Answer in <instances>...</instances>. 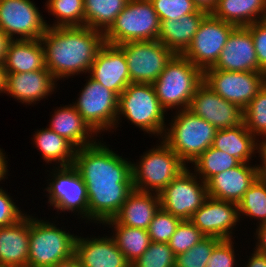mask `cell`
Segmentation results:
<instances>
[{
  "mask_svg": "<svg viewBox=\"0 0 266 267\" xmlns=\"http://www.w3.org/2000/svg\"><path fill=\"white\" fill-rule=\"evenodd\" d=\"M73 166L87 187L88 219L113 218L134 190L131 161L96 142L76 150Z\"/></svg>",
  "mask_w": 266,
  "mask_h": 267,
  "instance_id": "cell-1",
  "label": "cell"
},
{
  "mask_svg": "<svg viewBox=\"0 0 266 267\" xmlns=\"http://www.w3.org/2000/svg\"><path fill=\"white\" fill-rule=\"evenodd\" d=\"M45 67L57 80L81 72L89 73L105 43L104 33L90 27H47L40 38Z\"/></svg>",
  "mask_w": 266,
  "mask_h": 267,
  "instance_id": "cell-2",
  "label": "cell"
},
{
  "mask_svg": "<svg viewBox=\"0 0 266 267\" xmlns=\"http://www.w3.org/2000/svg\"><path fill=\"white\" fill-rule=\"evenodd\" d=\"M203 82L204 72L183 55L175 54L152 85L165 110L176 106L185 110Z\"/></svg>",
  "mask_w": 266,
  "mask_h": 267,
  "instance_id": "cell-3",
  "label": "cell"
},
{
  "mask_svg": "<svg viewBox=\"0 0 266 267\" xmlns=\"http://www.w3.org/2000/svg\"><path fill=\"white\" fill-rule=\"evenodd\" d=\"M173 119L161 137L184 163H193L212 146L217 129L188 109L178 110Z\"/></svg>",
  "mask_w": 266,
  "mask_h": 267,
  "instance_id": "cell-4",
  "label": "cell"
},
{
  "mask_svg": "<svg viewBox=\"0 0 266 267\" xmlns=\"http://www.w3.org/2000/svg\"><path fill=\"white\" fill-rule=\"evenodd\" d=\"M160 21L150 0H129L104 33L106 43L120 45L129 41L158 40Z\"/></svg>",
  "mask_w": 266,
  "mask_h": 267,
  "instance_id": "cell-5",
  "label": "cell"
},
{
  "mask_svg": "<svg viewBox=\"0 0 266 267\" xmlns=\"http://www.w3.org/2000/svg\"><path fill=\"white\" fill-rule=\"evenodd\" d=\"M76 236L55 224L29 216V255L27 266L52 267L75 252Z\"/></svg>",
  "mask_w": 266,
  "mask_h": 267,
  "instance_id": "cell-6",
  "label": "cell"
},
{
  "mask_svg": "<svg viewBox=\"0 0 266 267\" xmlns=\"http://www.w3.org/2000/svg\"><path fill=\"white\" fill-rule=\"evenodd\" d=\"M139 165L132 164V181L135 190L160 193L183 170L186 164L164 142L146 152Z\"/></svg>",
  "mask_w": 266,
  "mask_h": 267,
  "instance_id": "cell-7",
  "label": "cell"
},
{
  "mask_svg": "<svg viewBox=\"0 0 266 267\" xmlns=\"http://www.w3.org/2000/svg\"><path fill=\"white\" fill-rule=\"evenodd\" d=\"M155 89L149 83H130L119 95L118 113L147 133L164 134V113Z\"/></svg>",
  "mask_w": 266,
  "mask_h": 267,
  "instance_id": "cell-8",
  "label": "cell"
},
{
  "mask_svg": "<svg viewBox=\"0 0 266 267\" xmlns=\"http://www.w3.org/2000/svg\"><path fill=\"white\" fill-rule=\"evenodd\" d=\"M235 28L233 24L208 13L201 21L191 44L182 55L204 72L216 64L221 50Z\"/></svg>",
  "mask_w": 266,
  "mask_h": 267,
  "instance_id": "cell-9",
  "label": "cell"
},
{
  "mask_svg": "<svg viewBox=\"0 0 266 267\" xmlns=\"http://www.w3.org/2000/svg\"><path fill=\"white\" fill-rule=\"evenodd\" d=\"M118 46L126 58L131 83L153 84L175 55L158 40L129 41Z\"/></svg>",
  "mask_w": 266,
  "mask_h": 267,
  "instance_id": "cell-10",
  "label": "cell"
},
{
  "mask_svg": "<svg viewBox=\"0 0 266 267\" xmlns=\"http://www.w3.org/2000/svg\"><path fill=\"white\" fill-rule=\"evenodd\" d=\"M118 101L119 96L115 92L90 77L73 105L97 134L101 130L113 128L120 120L117 115Z\"/></svg>",
  "mask_w": 266,
  "mask_h": 267,
  "instance_id": "cell-11",
  "label": "cell"
},
{
  "mask_svg": "<svg viewBox=\"0 0 266 267\" xmlns=\"http://www.w3.org/2000/svg\"><path fill=\"white\" fill-rule=\"evenodd\" d=\"M204 83L216 94L244 110L266 84V73L206 69Z\"/></svg>",
  "mask_w": 266,
  "mask_h": 267,
  "instance_id": "cell-12",
  "label": "cell"
},
{
  "mask_svg": "<svg viewBox=\"0 0 266 267\" xmlns=\"http://www.w3.org/2000/svg\"><path fill=\"white\" fill-rule=\"evenodd\" d=\"M183 170L160 193V208L182 220H189L208 197L205 182Z\"/></svg>",
  "mask_w": 266,
  "mask_h": 267,
  "instance_id": "cell-13",
  "label": "cell"
},
{
  "mask_svg": "<svg viewBox=\"0 0 266 267\" xmlns=\"http://www.w3.org/2000/svg\"><path fill=\"white\" fill-rule=\"evenodd\" d=\"M45 22L38 8L30 0H0V29L13 40L40 39L49 24Z\"/></svg>",
  "mask_w": 266,
  "mask_h": 267,
  "instance_id": "cell-14",
  "label": "cell"
},
{
  "mask_svg": "<svg viewBox=\"0 0 266 267\" xmlns=\"http://www.w3.org/2000/svg\"><path fill=\"white\" fill-rule=\"evenodd\" d=\"M59 168V169H58ZM53 173V181L46 190L50 205L60 211H77L88 218L87 187L77 169L73 166H58ZM85 216V217H84Z\"/></svg>",
  "mask_w": 266,
  "mask_h": 267,
  "instance_id": "cell-15",
  "label": "cell"
},
{
  "mask_svg": "<svg viewBox=\"0 0 266 267\" xmlns=\"http://www.w3.org/2000/svg\"><path fill=\"white\" fill-rule=\"evenodd\" d=\"M188 110L217 130L240 126L244 120L243 109L216 94L204 82L197 88Z\"/></svg>",
  "mask_w": 266,
  "mask_h": 267,
  "instance_id": "cell-16",
  "label": "cell"
},
{
  "mask_svg": "<svg viewBox=\"0 0 266 267\" xmlns=\"http://www.w3.org/2000/svg\"><path fill=\"white\" fill-rule=\"evenodd\" d=\"M189 220L206 237L231 239L233 226L239 220L238 204L207 197Z\"/></svg>",
  "mask_w": 266,
  "mask_h": 267,
  "instance_id": "cell-17",
  "label": "cell"
},
{
  "mask_svg": "<svg viewBox=\"0 0 266 267\" xmlns=\"http://www.w3.org/2000/svg\"><path fill=\"white\" fill-rule=\"evenodd\" d=\"M90 77L118 96L131 83L128 64L118 45L104 43L90 68Z\"/></svg>",
  "mask_w": 266,
  "mask_h": 267,
  "instance_id": "cell-18",
  "label": "cell"
},
{
  "mask_svg": "<svg viewBox=\"0 0 266 267\" xmlns=\"http://www.w3.org/2000/svg\"><path fill=\"white\" fill-rule=\"evenodd\" d=\"M208 69L259 72L258 59L250 31L246 27H236L221 50L218 61Z\"/></svg>",
  "mask_w": 266,
  "mask_h": 267,
  "instance_id": "cell-19",
  "label": "cell"
},
{
  "mask_svg": "<svg viewBox=\"0 0 266 267\" xmlns=\"http://www.w3.org/2000/svg\"><path fill=\"white\" fill-rule=\"evenodd\" d=\"M257 179L256 166L240 163L212 176L207 182L208 197L238 204Z\"/></svg>",
  "mask_w": 266,
  "mask_h": 267,
  "instance_id": "cell-20",
  "label": "cell"
},
{
  "mask_svg": "<svg viewBox=\"0 0 266 267\" xmlns=\"http://www.w3.org/2000/svg\"><path fill=\"white\" fill-rule=\"evenodd\" d=\"M82 267H131L112 237L75 239V252Z\"/></svg>",
  "mask_w": 266,
  "mask_h": 267,
  "instance_id": "cell-21",
  "label": "cell"
},
{
  "mask_svg": "<svg viewBox=\"0 0 266 267\" xmlns=\"http://www.w3.org/2000/svg\"><path fill=\"white\" fill-rule=\"evenodd\" d=\"M55 81L46 67L37 71L6 74L5 93L22 103L34 104L54 91Z\"/></svg>",
  "mask_w": 266,
  "mask_h": 267,
  "instance_id": "cell-22",
  "label": "cell"
},
{
  "mask_svg": "<svg viewBox=\"0 0 266 267\" xmlns=\"http://www.w3.org/2000/svg\"><path fill=\"white\" fill-rule=\"evenodd\" d=\"M29 255V216L0 227V266H27Z\"/></svg>",
  "mask_w": 266,
  "mask_h": 267,
  "instance_id": "cell-23",
  "label": "cell"
},
{
  "mask_svg": "<svg viewBox=\"0 0 266 267\" xmlns=\"http://www.w3.org/2000/svg\"><path fill=\"white\" fill-rule=\"evenodd\" d=\"M152 193L134 189L113 219L124 226L148 230L154 214L160 208L159 194Z\"/></svg>",
  "mask_w": 266,
  "mask_h": 267,
  "instance_id": "cell-24",
  "label": "cell"
},
{
  "mask_svg": "<svg viewBox=\"0 0 266 267\" xmlns=\"http://www.w3.org/2000/svg\"><path fill=\"white\" fill-rule=\"evenodd\" d=\"M207 14L206 11L199 10L196 13L183 15L178 20L160 22L158 41L174 54L182 55L191 44L193 36Z\"/></svg>",
  "mask_w": 266,
  "mask_h": 267,
  "instance_id": "cell-25",
  "label": "cell"
},
{
  "mask_svg": "<svg viewBox=\"0 0 266 267\" xmlns=\"http://www.w3.org/2000/svg\"><path fill=\"white\" fill-rule=\"evenodd\" d=\"M6 74L25 73L45 68L44 48L40 39L13 40L3 62Z\"/></svg>",
  "mask_w": 266,
  "mask_h": 267,
  "instance_id": "cell-26",
  "label": "cell"
},
{
  "mask_svg": "<svg viewBox=\"0 0 266 267\" xmlns=\"http://www.w3.org/2000/svg\"><path fill=\"white\" fill-rule=\"evenodd\" d=\"M54 113L49 129L66 138L77 149L96 143V140H89L92 134L96 133L84 121L74 105L58 108Z\"/></svg>",
  "mask_w": 266,
  "mask_h": 267,
  "instance_id": "cell-27",
  "label": "cell"
},
{
  "mask_svg": "<svg viewBox=\"0 0 266 267\" xmlns=\"http://www.w3.org/2000/svg\"><path fill=\"white\" fill-rule=\"evenodd\" d=\"M211 14L236 27H246L266 20V0H217Z\"/></svg>",
  "mask_w": 266,
  "mask_h": 267,
  "instance_id": "cell-28",
  "label": "cell"
},
{
  "mask_svg": "<svg viewBox=\"0 0 266 267\" xmlns=\"http://www.w3.org/2000/svg\"><path fill=\"white\" fill-rule=\"evenodd\" d=\"M255 140L243 122L237 127L217 130L212 147L234 156L241 163H249L254 151L263 145Z\"/></svg>",
  "mask_w": 266,
  "mask_h": 267,
  "instance_id": "cell-29",
  "label": "cell"
},
{
  "mask_svg": "<svg viewBox=\"0 0 266 267\" xmlns=\"http://www.w3.org/2000/svg\"><path fill=\"white\" fill-rule=\"evenodd\" d=\"M35 133V145L47 163L57 161L59 166L73 165L77 148L71 142L49 128H42Z\"/></svg>",
  "mask_w": 266,
  "mask_h": 267,
  "instance_id": "cell-30",
  "label": "cell"
},
{
  "mask_svg": "<svg viewBox=\"0 0 266 267\" xmlns=\"http://www.w3.org/2000/svg\"><path fill=\"white\" fill-rule=\"evenodd\" d=\"M103 224L114 226L115 236L113 235L112 238L130 264L135 262L149 247L151 240L148 230L118 224L113 218Z\"/></svg>",
  "mask_w": 266,
  "mask_h": 267,
  "instance_id": "cell-31",
  "label": "cell"
},
{
  "mask_svg": "<svg viewBox=\"0 0 266 267\" xmlns=\"http://www.w3.org/2000/svg\"><path fill=\"white\" fill-rule=\"evenodd\" d=\"M129 0H83L85 27L105 33Z\"/></svg>",
  "mask_w": 266,
  "mask_h": 267,
  "instance_id": "cell-32",
  "label": "cell"
},
{
  "mask_svg": "<svg viewBox=\"0 0 266 267\" xmlns=\"http://www.w3.org/2000/svg\"><path fill=\"white\" fill-rule=\"evenodd\" d=\"M193 162L196 169L194 172H198L196 176L199 174V179L202 178L201 181L205 183L215 174L235 168L241 163L234 156L212 146Z\"/></svg>",
  "mask_w": 266,
  "mask_h": 267,
  "instance_id": "cell-33",
  "label": "cell"
},
{
  "mask_svg": "<svg viewBox=\"0 0 266 267\" xmlns=\"http://www.w3.org/2000/svg\"><path fill=\"white\" fill-rule=\"evenodd\" d=\"M48 12L57 17V24L51 27H84L83 0H48Z\"/></svg>",
  "mask_w": 266,
  "mask_h": 267,
  "instance_id": "cell-34",
  "label": "cell"
},
{
  "mask_svg": "<svg viewBox=\"0 0 266 267\" xmlns=\"http://www.w3.org/2000/svg\"><path fill=\"white\" fill-rule=\"evenodd\" d=\"M243 111L247 130L255 137H265L261 143L266 144V84Z\"/></svg>",
  "mask_w": 266,
  "mask_h": 267,
  "instance_id": "cell-35",
  "label": "cell"
},
{
  "mask_svg": "<svg viewBox=\"0 0 266 267\" xmlns=\"http://www.w3.org/2000/svg\"><path fill=\"white\" fill-rule=\"evenodd\" d=\"M258 218L266 223V187L256 179L238 203V214Z\"/></svg>",
  "mask_w": 266,
  "mask_h": 267,
  "instance_id": "cell-36",
  "label": "cell"
},
{
  "mask_svg": "<svg viewBox=\"0 0 266 267\" xmlns=\"http://www.w3.org/2000/svg\"><path fill=\"white\" fill-rule=\"evenodd\" d=\"M220 241L217 237H204L188 251L175 256V267H206L213 248Z\"/></svg>",
  "mask_w": 266,
  "mask_h": 267,
  "instance_id": "cell-37",
  "label": "cell"
},
{
  "mask_svg": "<svg viewBox=\"0 0 266 267\" xmlns=\"http://www.w3.org/2000/svg\"><path fill=\"white\" fill-rule=\"evenodd\" d=\"M131 267H175V255L168 243L151 241L147 250Z\"/></svg>",
  "mask_w": 266,
  "mask_h": 267,
  "instance_id": "cell-38",
  "label": "cell"
},
{
  "mask_svg": "<svg viewBox=\"0 0 266 267\" xmlns=\"http://www.w3.org/2000/svg\"><path fill=\"white\" fill-rule=\"evenodd\" d=\"M204 237L206 236L190 220H182L168 245L176 256L191 249Z\"/></svg>",
  "mask_w": 266,
  "mask_h": 267,
  "instance_id": "cell-39",
  "label": "cell"
},
{
  "mask_svg": "<svg viewBox=\"0 0 266 267\" xmlns=\"http://www.w3.org/2000/svg\"><path fill=\"white\" fill-rule=\"evenodd\" d=\"M181 221L182 219L179 217L159 208L148 228L150 240L152 242L168 243Z\"/></svg>",
  "mask_w": 266,
  "mask_h": 267,
  "instance_id": "cell-40",
  "label": "cell"
},
{
  "mask_svg": "<svg viewBox=\"0 0 266 267\" xmlns=\"http://www.w3.org/2000/svg\"><path fill=\"white\" fill-rule=\"evenodd\" d=\"M159 21L178 20L183 15L199 11L193 0H150Z\"/></svg>",
  "mask_w": 266,
  "mask_h": 267,
  "instance_id": "cell-41",
  "label": "cell"
},
{
  "mask_svg": "<svg viewBox=\"0 0 266 267\" xmlns=\"http://www.w3.org/2000/svg\"><path fill=\"white\" fill-rule=\"evenodd\" d=\"M246 28L252 35L259 72L266 73V20L252 23Z\"/></svg>",
  "mask_w": 266,
  "mask_h": 267,
  "instance_id": "cell-42",
  "label": "cell"
},
{
  "mask_svg": "<svg viewBox=\"0 0 266 267\" xmlns=\"http://www.w3.org/2000/svg\"><path fill=\"white\" fill-rule=\"evenodd\" d=\"M231 239L221 240L212 250L206 267H234L235 255Z\"/></svg>",
  "mask_w": 266,
  "mask_h": 267,
  "instance_id": "cell-43",
  "label": "cell"
},
{
  "mask_svg": "<svg viewBox=\"0 0 266 267\" xmlns=\"http://www.w3.org/2000/svg\"><path fill=\"white\" fill-rule=\"evenodd\" d=\"M25 215L21 210L19 211L9 195L0 188V227L12 225Z\"/></svg>",
  "mask_w": 266,
  "mask_h": 267,
  "instance_id": "cell-44",
  "label": "cell"
},
{
  "mask_svg": "<svg viewBox=\"0 0 266 267\" xmlns=\"http://www.w3.org/2000/svg\"><path fill=\"white\" fill-rule=\"evenodd\" d=\"M257 152L262 160V165L256 166L257 179L266 187V144H263Z\"/></svg>",
  "mask_w": 266,
  "mask_h": 267,
  "instance_id": "cell-45",
  "label": "cell"
},
{
  "mask_svg": "<svg viewBox=\"0 0 266 267\" xmlns=\"http://www.w3.org/2000/svg\"><path fill=\"white\" fill-rule=\"evenodd\" d=\"M256 231L258 242L255 251L266 255V223L260 224Z\"/></svg>",
  "mask_w": 266,
  "mask_h": 267,
  "instance_id": "cell-46",
  "label": "cell"
},
{
  "mask_svg": "<svg viewBox=\"0 0 266 267\" xmlns=\"http://www.w3.org/2000/svg\"><path fill=\"white\" fill-rule=\"evenodd\" d=\"M13 39L0 29V64H3L5 55Z\"/></svg>",
  "mask_w": 266,
  "mask_h": 267,
  "instance_id": "cell-47",
  "label": "cell"
},
{
  "mask_svg": "<svg viewBox=\"0 0 266 267\" xmlns=\"http://www.w3.org/2000/svg\"><path fill=\"white\" fill-rule=\"evenodd\" d=\"M246 267H266V255L254 251Z\"/></svg>",
  "mask_w": 266,
  "mask_h": 267,
  "instance_id": "cell-48",
  "label": "cell"
},
{
  "mask_svg": "<svg viewBox=\"0 0 266 267\" xmlns=\"http://www.w3.org/2000/svg\"><path fill=\"white\" fill-rule=\"evenodd\" d=\"M193 1L199 10L206 11L207 13H211L217 5V0H193Z\"/></svg>",
  "mask_w": 266,
  "mask_h": 267,
  "instance_id": "cell-49",
  "label": "cell"
},
{
  "mask_svg": "<svg viewBox=\"0 0 266 267\" xmlns=\"http://www.w3.org/2000/svg\"><path fill=\"white\" fill-rule=\"evenodd\" d=\"M52 267H82V265L78 257L75 254H73L71 257L63 261H59Z\"/></svg>",
  "mask_w": 266,
  "mask_h": 267,
  "instance_id": "cell-50",
  "label": "cell"
},
{
  "mask_svg": "<svg viewBox=\"0 0 266 267\" xmlns=\"http://www.w3.org/2000/svg\"><path fill=\"white\" fill-rule=\"evenodd\" d=\"M6 158L4 156V153L3 151L0 149V181L3 180V178L5 179L7 175L6 172H8V169H7V161H5Z\"/></svg>",
  "mask_w": 266,
  "mask_h": 267,
  "instance_id": "cell-51",
  "label": "cell"
},
{
  "mask_svg": "<svg viewBox=\"0 0 266 267\" xmlns=\"http://www.w3.org/2000/svg\"><path fill=\"white\" fill-rule=\"evenodd\" d=\"M6 90V71L3 64H0V93Z\"/></svg>",
  "mask_w": 266,
  "mask_h": 267,
  "instance_id": "cell-52",
  "label": "cell"
},
{
  "mask_svg": "<svg viewBox=\"0 0 266 267\" xmlns=\"http://www.w3.org/2000/svg\"><path fill=\"white\" fill-rule=\"evenodd\" d=\"M0 267H29V266H0Z\"/></svg>",
  "mask_w": 266,
  "mask_h": 267,
  "instance_id": "cell-53",
  "label": "cell"
}]
</instances>
